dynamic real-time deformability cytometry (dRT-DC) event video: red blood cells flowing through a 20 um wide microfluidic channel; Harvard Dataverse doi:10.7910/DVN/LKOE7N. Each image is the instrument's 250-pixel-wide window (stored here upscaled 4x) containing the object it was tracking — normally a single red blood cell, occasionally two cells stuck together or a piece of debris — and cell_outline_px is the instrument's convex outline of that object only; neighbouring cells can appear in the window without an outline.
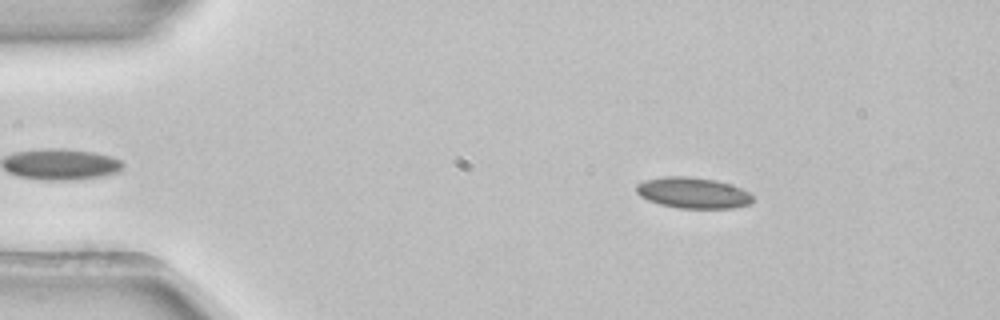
{"species": "common noctule bat (a hibernating species)", "species_latin": "Nyctalus noctula", "temperature_condition": "room temperature", "stored_images_in_passage": 12, "camera_frame_rate_fps": 3000, "um_per_image_px": 0.085, "animal": {"sex": "female", "body_mass_g": 22.7, "forearm_length_mm": 54.2}, "frame": {"image": 1, "passage_image": 3, "time_ms": 0.667, "image_size_px": [1000, 320], "cell_outline_px": [[752, 200], [748, 204], [732, 208], [676, 208], [660, 204], [648, 200], [640, 196], [636, 192], [636, 184], [644, 180], [664, 176], [688, 176], [716, 180], [740, 188], [748, 192], [752, 196]], "centroid_in_image_um": [58.85, 16.39], "position_along_channel_um": 26.2, "area_um2": 20.92}}
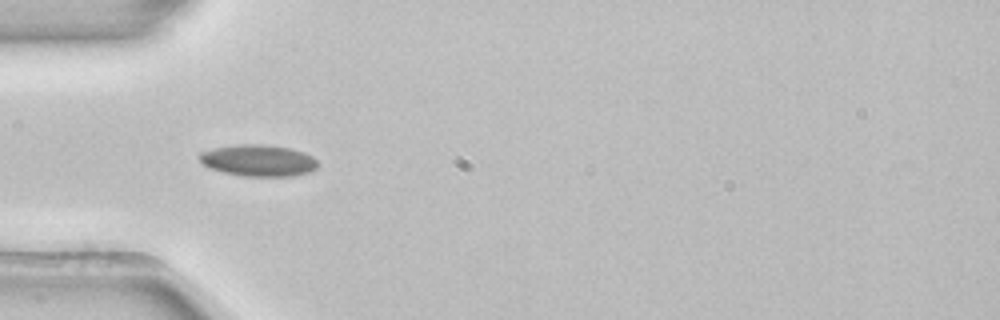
{"frame": {"image": 2, "passage_image": 11, "time_ms": 3.333, "image_size_px": [1000, 320], "cell_outline_px": [[320, 164], [316, 168], [308, 172], [292, 176], [244, 176], [224, 172], [208, 168], [200, 160], [200, 152], [212, 148], [240, 144], [264, 144], [288, 148], [304, 152], [312, 156]], "centroid_in_image_um": [21.96, 13.64], "position_along_channel_um": 63.0, "area_um2": 21.73}}